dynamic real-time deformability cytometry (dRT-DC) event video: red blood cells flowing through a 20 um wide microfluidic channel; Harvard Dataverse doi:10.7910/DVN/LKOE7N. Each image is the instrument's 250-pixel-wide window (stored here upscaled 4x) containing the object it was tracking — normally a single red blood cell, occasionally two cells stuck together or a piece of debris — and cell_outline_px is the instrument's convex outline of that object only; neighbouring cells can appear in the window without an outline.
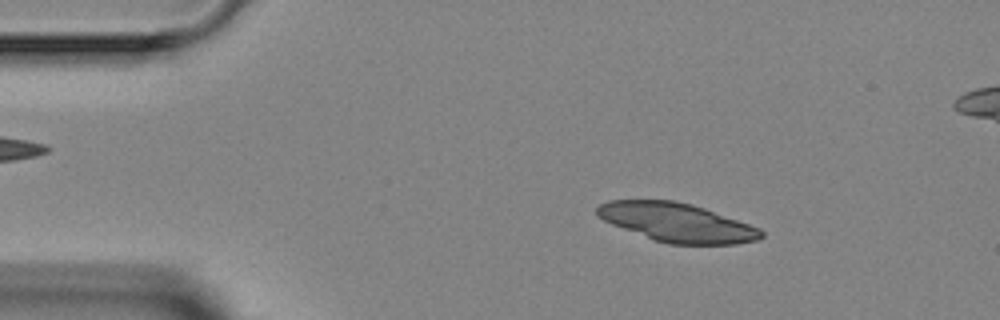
{"species": "Egyptian fruit bat (a non-hibernating species)", "species_latin": "Rousettus aegyptiacus", "temperature_condition": "room temperature", "stored_images_in_passage": 4, "camera_frame_rate_fps": 3000, "um_per_image_px": 0.085, "animal": {"sex": "female"}, "frame": {"image": 1, "passage_image": 2, "time_ms": 1.0, "image_size_px": [1000, 320], "cell_outline_px": [[764, 236], [760, 240], [736, 244], [668, 244], [656, 240], [612, 224], [596, 216], [596, 208], [600, 204], [608, 200], [672, 200], [692, 204], [704, 208], [760, 228], [764, 232]], "centroid_in_image_um": [57.56, 18.91], "position_along_channel_um": 27.4, "area_um2": 36.88}}